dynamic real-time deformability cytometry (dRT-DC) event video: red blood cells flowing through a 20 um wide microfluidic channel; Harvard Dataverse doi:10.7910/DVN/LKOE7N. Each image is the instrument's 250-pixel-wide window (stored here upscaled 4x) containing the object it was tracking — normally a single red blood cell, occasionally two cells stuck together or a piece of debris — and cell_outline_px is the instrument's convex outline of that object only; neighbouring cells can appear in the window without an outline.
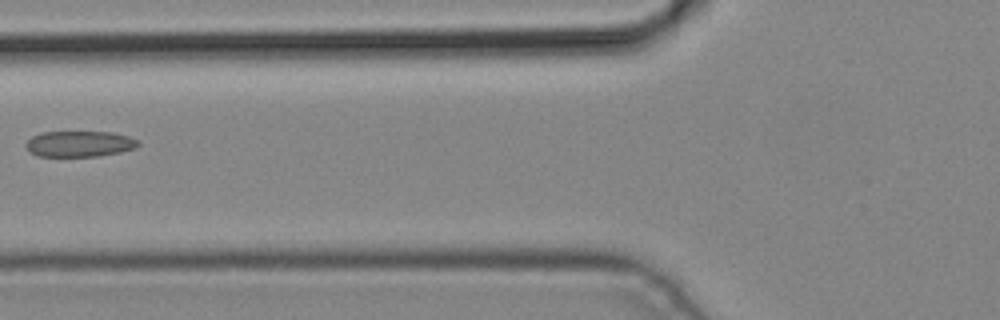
{"species": "common noctule bat (a hibernating species)", "species_latin": "Nyctalus noctula", "temperature_condition": "cold", "stored_images_in_passage": 2, "camera_frame_rate_fps": 3000, "um_per_image_px": 0.085, "animal": {"sex": "male", "body_mass_g": 19.2, "forearm_length_mm": 51.8}, "frame": {"image": 1, "passage_image": 2, "time_ms": 0.333, "image_size_px": [1000, 320], "cell_outline_px": [[140, 144], [136, 148], [120, 152], [100, 156], [40, 156], [32, 152], [24, 144], [32, 136], [40, 132], [112, 132], [128, 136], [140, 140]], "centroid_in_image_um": [6.8, 12.22], "position_along_channel_um": 119.0, "area_um2": 16.94}}